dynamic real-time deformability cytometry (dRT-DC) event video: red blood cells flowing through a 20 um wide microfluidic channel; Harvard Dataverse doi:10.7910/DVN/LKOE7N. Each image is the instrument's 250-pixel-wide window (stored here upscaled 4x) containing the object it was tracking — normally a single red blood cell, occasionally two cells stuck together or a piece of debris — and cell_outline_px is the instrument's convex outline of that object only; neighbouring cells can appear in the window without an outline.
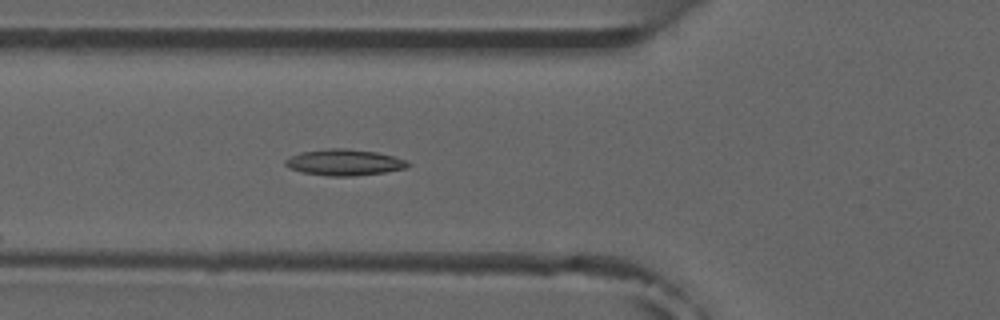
{"species": "common noctule bat (a hibernating species)", "species_latin": "Nyctalus noctula", "temperature_condition": "room temperature", "stored_images_in_passage": 5, "camera_frame_rate_fps": 3000, "um_per_image_px": 0.085, "animal": {"sex": "male", "forearm_length_mm": 52.5}, "frame": {"image": 1, "passage_image": 5, "time_ms": 5.667, "image_size_px": [1000, 320], "cell_outline_px": [[412, 164], [408, 168], [384, 172], [352, 176], [328, 176], [300, 172], [288, 168], [284, 164], [284, 160], [300, 152], [328, 148], [348, 148], [376, 152], [396, 156], [408, 160]], "centroid_in_image_um": [29.29, 13.8], "position_along_channel_um": 96.5, "area_um2": 19.02}}